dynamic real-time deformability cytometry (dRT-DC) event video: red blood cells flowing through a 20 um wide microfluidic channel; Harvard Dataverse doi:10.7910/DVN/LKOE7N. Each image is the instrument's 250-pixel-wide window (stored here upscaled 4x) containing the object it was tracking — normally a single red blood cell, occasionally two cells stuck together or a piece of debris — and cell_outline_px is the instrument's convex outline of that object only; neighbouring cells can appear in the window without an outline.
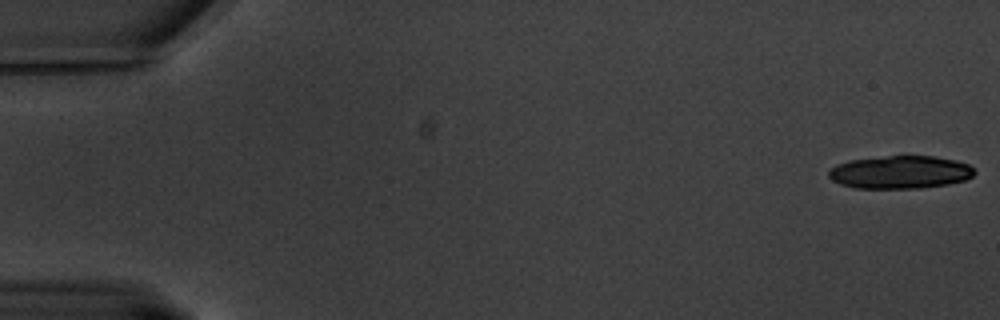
{"species": "common noctule bat (a hibernating species)", "species_latin": "Nyctalus noctula", "temperature_condition": "warm", "stored_images_in_passage": 19, "camera_frame_rate_fps": 3000, "um_per_image_px": 0.085, "animal": {"sex": "male", "body_mass_g": 20.1, "forearm_length_mm": 53.5}, "frame": {"image": 1, "passage_image": 1, "time_ms": 0.0, "image_size_px": [1000, 320], "cell_outline_px": [[976, 172], [972, 176], [964, 180], [948, 184], [920, 188], [856, 188], [840, 184], [832, 180], [828, 176], [828, 168], [836, 164], [848, 160], [888, 156], [936, 156], [968, 164]], "centroid_in_image_um": [76.46, 14.63], "position_along_channel_um": 8.5, "area_um2": 27.98}}